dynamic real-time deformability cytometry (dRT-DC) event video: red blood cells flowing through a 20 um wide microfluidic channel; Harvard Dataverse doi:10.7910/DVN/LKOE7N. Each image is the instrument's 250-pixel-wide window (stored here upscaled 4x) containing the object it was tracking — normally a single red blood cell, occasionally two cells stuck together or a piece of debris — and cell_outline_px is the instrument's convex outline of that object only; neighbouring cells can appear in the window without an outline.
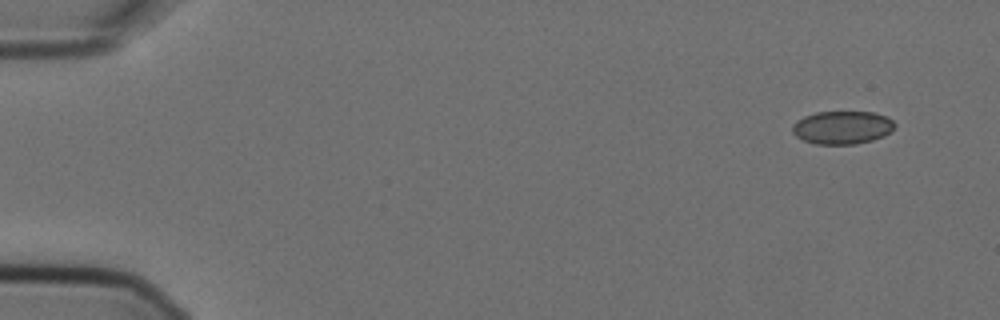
{"species": "Egyptian fruit bat (a non-hibernating species)", "species_latin": "Rousettus aegyptiacus", "temperature_condition": "cold", "stored_images_in_passage": 6, "camera_frame_rate_fps": 3000, "um_per_image_px": 0.085, "animal": {"sex": "female"}, "frame": {"image": 1, "passage_image": 1, "time_ms": 0.0, "image_size_px": [1000, 320], "cell_outline_px": [[896, 124], [892, 132], [884, 136], [872, 140], [856, 144], [816, 144], [804, 140], [796, 136], [792, 132], [792, 124], [796, 120], [804, 116], [816, 112], [872, 112], [888, 116]], "centroid_in_image_um": [71.61, 10.83], "position_along_channel_um": 13.4, "area_um2": 19.94}}
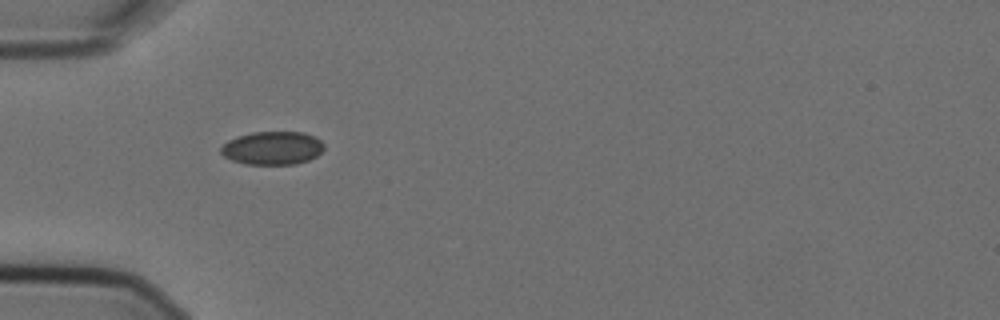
{"frame": {"image": 2, "passage_image": 5, "time_ms": 1.333, "image_size_px": [1000, 320], "cell_outline_px": [[324, 148], [316, 156], [308, 160], [296, 164], [244, 164], [232, 160], [224, 156], [220, 152], [220, 148], [228, 140], [236, 136], [252, 132], [304, 132], [316, 136], [324, 144]], "centroid_in_image_um": [23.15, 12.57], "position_along_channel_um": 61.8, "area_um2": 20.11}}
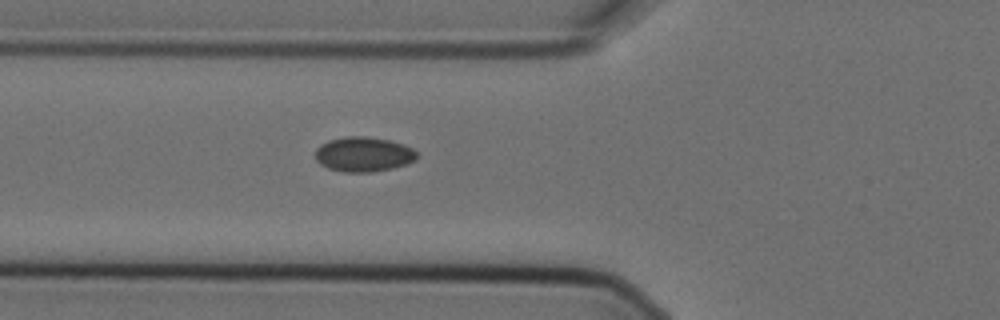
{"frame": {"image": 3, "passage_image": 6, "time_ms": 1.667, "image_size_px": [1000, 320], "cell_outline_px": [[416, 160], [408, 164], [392, 168], [368, 172], [344, 172], [328, 168], [320, 164], [316, 160], [316, 148], [320, 144], [328, 140], [344, 136], [364, 136], [388, 140], [404, 144], [412, 148], [416, 152]], "centroid_in_image_um": [30.88, 13.11], "position_along_channel_um": 94.9, "area_um2": 20.63}}